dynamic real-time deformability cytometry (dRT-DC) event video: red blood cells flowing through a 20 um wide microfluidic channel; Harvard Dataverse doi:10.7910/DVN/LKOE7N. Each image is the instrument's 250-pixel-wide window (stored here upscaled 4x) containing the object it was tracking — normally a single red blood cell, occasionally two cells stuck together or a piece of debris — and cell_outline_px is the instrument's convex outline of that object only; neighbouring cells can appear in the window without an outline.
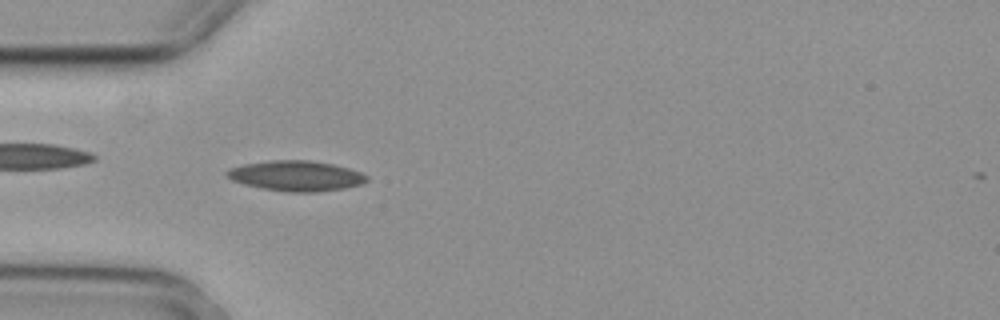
{"species": "common noctule bat (a hibernating species)", "species_latin": "Nyctalus noctula", "temperature_condition": "cold", "stored_images_in_passage": 3, "camera_frame_rate_fps": 3000, "um_per_image_px": 0.085, "animal": {"sex": "female", "body_mass_g": 29.2, "forearm_length_mm": 56.3}, "frame": {"image": 1, "passage_image": 3, "time_ms": 0.667, "image_size_px": [1000, 320], "cell_outline_px": [[368, 180], [360, 184], [344, 188], [316, 192], [288, 192], [260, 188], [244, 184], [232, 180], [224, 172], [228, 168], [244, 164], [268, 160], [308, 160], [332, 164], [348, 168], [360, 172], [368, 176]], "centroid_in_image_um": [25.13, 14.94], "position_along_channel_um": 59.9, "area_um2": 24.68}}